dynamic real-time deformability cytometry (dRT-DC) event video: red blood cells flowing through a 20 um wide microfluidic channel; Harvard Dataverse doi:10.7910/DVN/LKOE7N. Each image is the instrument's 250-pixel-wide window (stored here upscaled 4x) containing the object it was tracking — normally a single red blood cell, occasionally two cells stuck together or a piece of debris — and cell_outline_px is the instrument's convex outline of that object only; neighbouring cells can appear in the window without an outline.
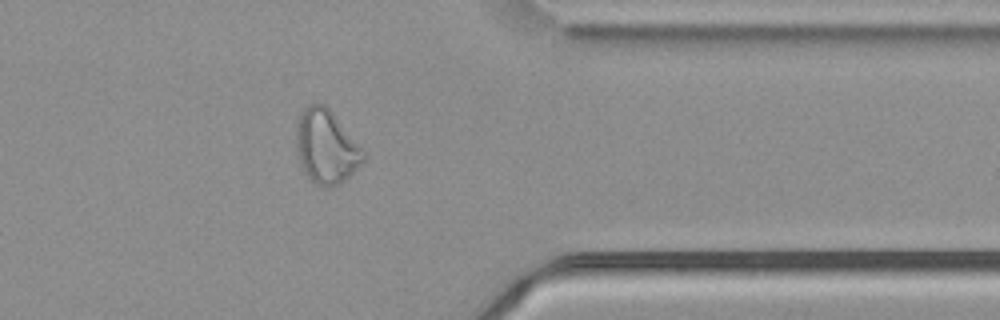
{"species": "common noctule bat (a hibernating species)", "species_latin": "Nyctalus noctula", "temperature_condition": "cold", "stored_images_in_passage": 50, "camera_frame_rate_fps": 3000, "um_per_image_px": 0.085, "animal": {"sex": "male", "body_mass_g": 21.5, "forearm_length_mm": 52.0}, "frame": {"image": 1, "passage_image": 43, "time_ms": 14.0, "image_size_px": [1000, 320], "cell_outline_px": [[364, 160], [340, 184], [332, 188], [324, 188], [316, 184], [304, 172], [300, 164], [296, 144], [296, 124], [304, 108], [308, 104], [324, 104], [332, 112], [364, 152]], "centroid_in_image_um": [27.69, 12.49], "position_along_channel_um": 383.7, "area_um2": 28.38}, "authors_computed_cell_mechanics": {"area_um2": 28.611, "velocity_mm_per_s": 3.7353, "shape_relaxation_time_tau1_ms": null, "shape_relaxation_time_tau2_ms": 2.9151, "deformation_change_tau1": null, "deformation_change_tau2": 0.1254}}